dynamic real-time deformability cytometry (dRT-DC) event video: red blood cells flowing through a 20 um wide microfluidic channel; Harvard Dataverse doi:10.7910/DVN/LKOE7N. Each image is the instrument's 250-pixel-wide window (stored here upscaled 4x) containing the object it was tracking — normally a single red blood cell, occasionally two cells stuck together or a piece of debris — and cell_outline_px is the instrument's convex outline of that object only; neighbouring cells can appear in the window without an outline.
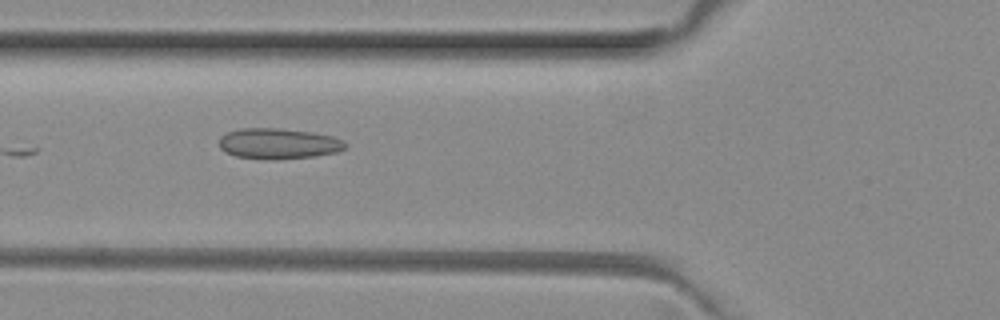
{"species": "common noctule bat (a hibernating species)", "species_latin": "Nyctalus noctula", "temperature_condition": "room temperature", "stored_images_in_passage": 9, "camera_frame_rate_fps": 3000, "um_per_image_px": 0.085, "animal": {"sex": "female", "body_mass_g": 29.2, "forearm_length_mm": 56.3}, "frame": {"image": 1, "passage_image": 5, "time_ms": 1.333, "image_size_px": [1000, 320], "cell_outline_px": [[348, 144], [344, 148], [336, 152], [316, 156], [276, 160], [264, 160], [236, 156], [224, 152], [220, 148], [220, 136], [228, 132], [240, 128], [280, 128], [312, 132], [332, 136], [344, 140]], "centroid_in_image_um": [23.66, 12.21], "position_along_channel_um": 102.1, "area_um2": 22.83}}
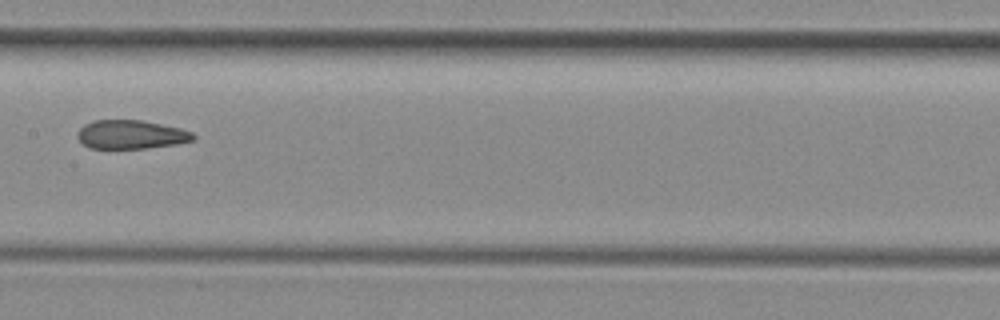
{"frame": {"image": 2, "passage_image": 7, "time_ms": 2.0, "image_size_px": [1000, 320], "cell_outline_px": [[196, 140], [176, 144], [148, 148], [88, 148], [76, 136], [76, 132], [84, 124], [92, 120], [144, 120], [180, 128], [192, 132], [196, 136]], "centroid_in_image_um": [11.14, 11.43], "position_along_channel_um": 196.3, "area_um2": 19.59}}
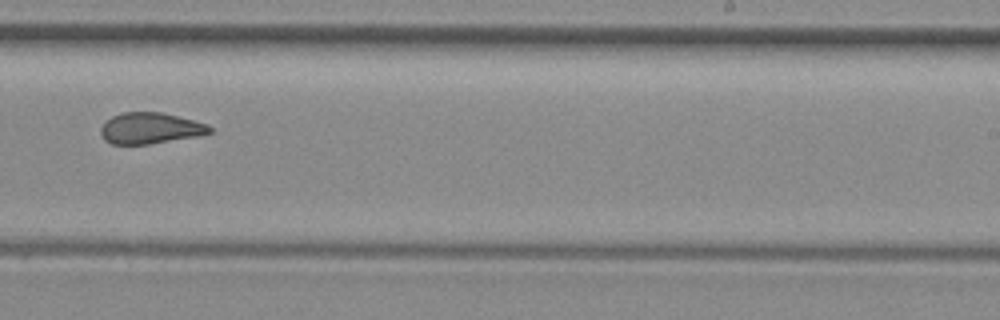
{"frame": {"image": 3, "passage_image": 9, "time_ms": 2.667, "image_size_px": [1000, 320], "cell_outline_px": [[212, 132], [196, 136], [148, 144], [112, 144], [104, 140], [100, 132], [100, 128], [112, 116], [120, 112], [160, 112], [208, 124], [212, 128]], "centroid_in_image_um": [12.74, 10.9], "position_along_channel_um": 276.3, "area_um2": 19.54}}